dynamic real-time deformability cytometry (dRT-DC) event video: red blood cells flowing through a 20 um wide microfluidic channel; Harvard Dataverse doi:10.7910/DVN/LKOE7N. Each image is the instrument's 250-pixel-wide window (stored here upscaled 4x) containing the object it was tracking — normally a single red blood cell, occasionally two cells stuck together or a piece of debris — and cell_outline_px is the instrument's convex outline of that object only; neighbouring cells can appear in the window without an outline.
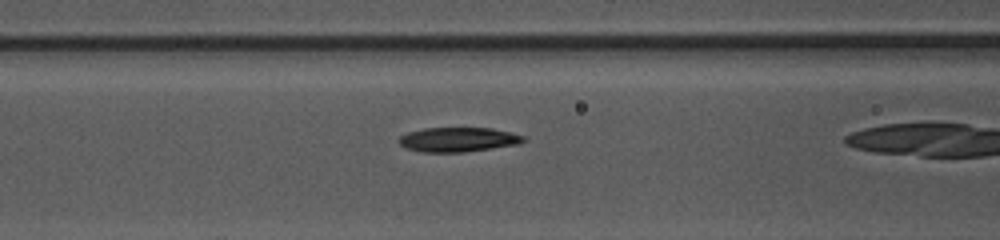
{"species": "common noctule bat (a hibernating species)", "species_latin": "Nyctalus noctula", "temperature_condition": "warm", "stored_images_in_passage": 25, "camera_frame_rate_fps": 3000, "um_per_image_px": 0.085, "animal": {"sex": "female", "body_mass_g": 10.0, "forearm_length_mm": 53.1}, "frame": {"image": 1, "passage_image": 6, "time_ms": 1.667, "image_size_px": [1000, 240], "cell_outline_px": [[524, 140], [520, 144], [464, 152], [420, 152], [404, 148], [400, 144], [400, 136], [408, 132], [424, 128], [492, 128], [524, 136]], "centroid_in_image_um": [38.91, 11.87], "position_along_channel_um": 127.7, "area_um2": 17.69}}
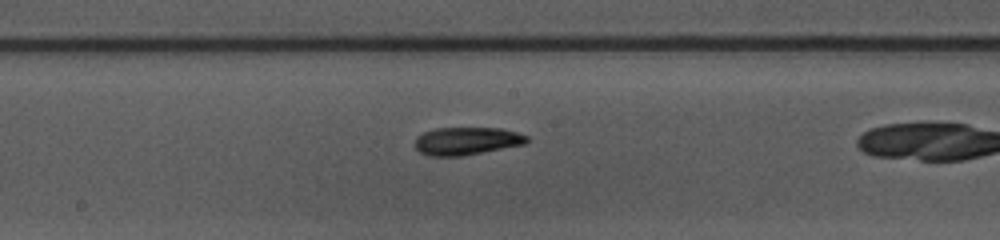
{"frame": {"image": 2, "passage_image": 12, "time_ms": 3.667, "image_size_px": [1000, 240], "cell_outline_px": [[528, 140], [524, 144], [460, 156], [428, 156], [420, 152], [416, 148], [416, 136], [424, 132], [436, 128], [500, 128], [516, 132], [528, 136]], "centroid_in_image_um": [39.64, 11.98], "position_along_channel_um": 208.6, "area_um2": 17.92}}
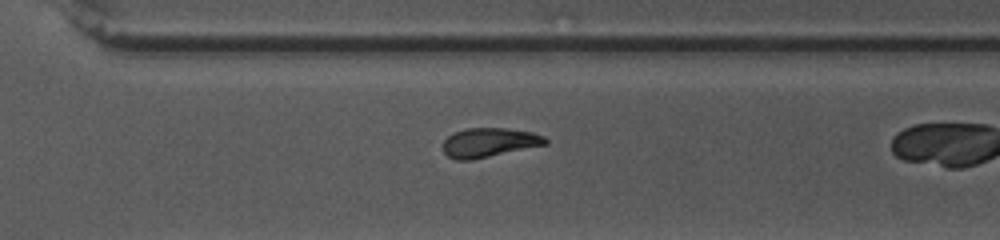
{"frame": {"image": 3, "passage_image": 21, "time_ms": 6.667, "image_size_px": [1000, 240], "cell_outline_px": [[548, 144], [472, 160], [456, 160], [448, 156], [444, 152], [444, 140], [452, 132], [468, 128], [508, 128], [532, 132], [544, 136], [548, 140]], "centroid_in_image_um": [41.59, 12.11], "position_along_channel_um": 329.0, "area_um2": 17.51}}